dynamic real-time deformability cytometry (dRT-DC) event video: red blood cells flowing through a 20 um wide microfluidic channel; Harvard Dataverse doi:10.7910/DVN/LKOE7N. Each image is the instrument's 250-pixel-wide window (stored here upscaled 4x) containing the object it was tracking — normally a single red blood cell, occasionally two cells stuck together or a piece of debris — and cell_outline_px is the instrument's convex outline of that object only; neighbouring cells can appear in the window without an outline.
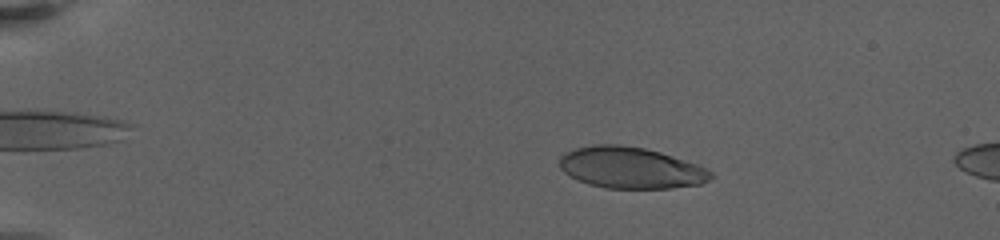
{"species": "human", "species_latin": "Homo sapiens", "temperature_condition": "warm", "stored_images_in_passage": 8, "camera_frame_rate_fps": 3000, "um_per_image_px": 0.085, "donor": {"sex": "female"}, "frame": {"image": 1, "passage_image": 2, "time_ms": 0.667, "image_size_px": [1000, 240], "cell_outline_px": [[712, 176], [708, 180], [700, 184], [672, 188], [604, 188], [588, 184], [564, 172], [560, 168], [560, 156], [576, 148], [596, 144], [620, 144], [644, 148], [660, 152], [696, 164], [712, 172]], "centroid_in_image_um": [53.6, 14.26], "position_along_channel_um": 31.4, "area_um2": 36.13}}